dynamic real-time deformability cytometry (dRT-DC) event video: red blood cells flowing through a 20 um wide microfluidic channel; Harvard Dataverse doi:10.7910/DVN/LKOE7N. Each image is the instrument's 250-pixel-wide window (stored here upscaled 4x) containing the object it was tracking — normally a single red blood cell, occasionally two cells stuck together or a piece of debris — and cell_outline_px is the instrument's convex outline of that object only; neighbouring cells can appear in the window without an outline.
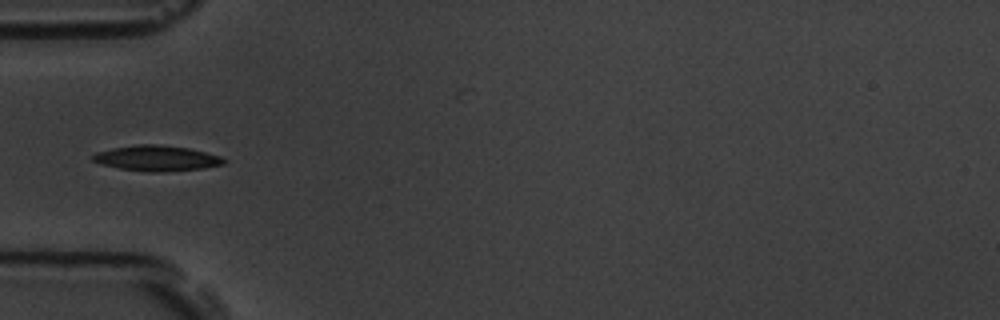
{"species": "common noctule bat (a hibernating species)", "species_latin": "Nyctalus noctula", "temperature_condition": "room temperature", "stored_images_in_passage": 10, "camera_frame_rate_fps": 3000, "um_per_image_px": 0.085, "animal": {"sex": "male", "body_mass_g": 19.5, "forearm_length_mm": 54.6}, "frame": {"image": 1, "passage_image": 5, "time_ms": 5.333, "image_size_px": [1000, 320], "cell_outline_px": [[228, 160], [224, 164], [204, 168], [160, 172], [148, 172], [120, 168], [100, 164], [92, 160], [92, 156], [96, 152], [112, 148], [136, 144], [156, 144], [188, 148], [220, 156]], "centroid_in_image_um": [13.31, 13.45], "position_along_channel_um": 71.7, "area_um2": 19.42}}
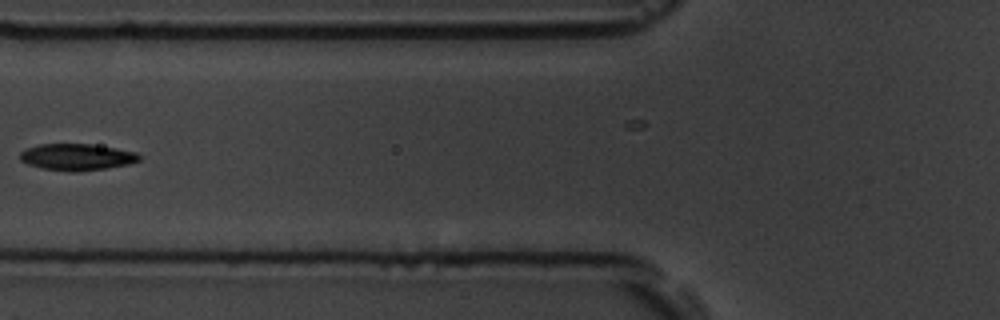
{"frame": {"image": 2, "passage_image": 6, "time_ms": 6.667, "image_size_px": [1000, 320], "cell_outline_px": [[140, 160], [128, 164], [108, 168], [76, 172], [72, 172], [40, 168], [28, 164], [20, 160], [20, 152], [24, 148], [40, 144], [92, 144], [116, 148], [136, 152], [140, 156]], "centroid_in_image_um": [6.51, 13.35], "position_along_channel_um": 119.3, "area_um2": 18.61}}
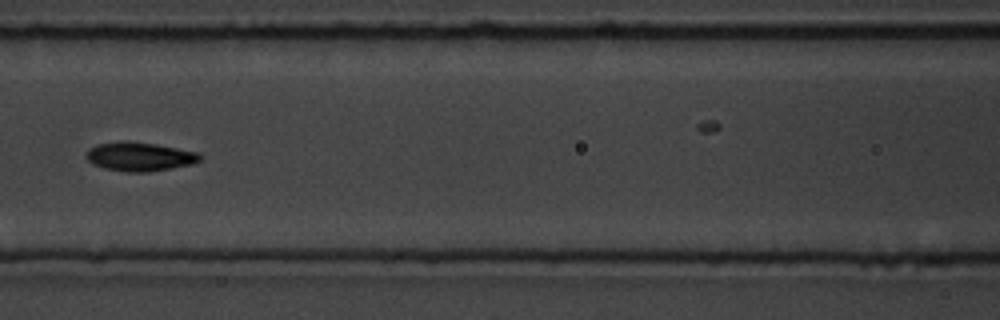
{"frame": {"image": 3, "passage_image": 7, "time_ms": 7.667, "image_size_px": [1000, 320], "cell_outline_px": [[200, 160], [192, 164], [148, 172], [128, 172], [104, 168], [92, 164], [84, 156], [88, 148], [96, 144], [120, 140], [128, 140], [156, 144], [200, 152]], "centroid_in_image_um": [11.82, 13.29], "position_along_channel_um": 154.8, "area_um2": 19.42}}